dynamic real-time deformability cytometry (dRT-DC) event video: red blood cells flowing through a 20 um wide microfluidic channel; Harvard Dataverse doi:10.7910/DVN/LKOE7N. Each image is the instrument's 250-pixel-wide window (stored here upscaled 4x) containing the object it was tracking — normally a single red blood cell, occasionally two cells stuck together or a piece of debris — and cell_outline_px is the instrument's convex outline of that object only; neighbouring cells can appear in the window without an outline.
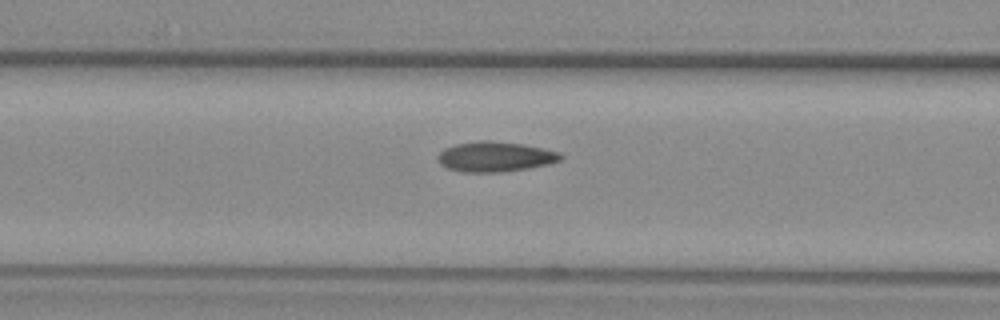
{"species": "common noctule bat (a hibernating species)", "species_latin": "Nyctalus noctula", "temperature_condition": "warm", "stored_images_in_passage": 41, "camera_frame_rate_fps": 3000, "um_per_image_px": 0.085, "animal": {"sex": "female", "body_mass_g": 29.2, "forearm_length_mm": 56.3}, "frame": {"image": 1, "passage_image": 11, "time_ms": 3.333, "image_size_px": [1000, 320], "cell_outline_px": [[564, 156], [560, 160], [548, 164], [528, 168], [500, 172], [464, 172], [448, 168], [440, 164], [436, 156], [444, 148], [456, 144], [476, 140], [488, 140], [524, 144], [560, 152]], "centroid_in_image_um": [42.08, 13.31], "position_along_channel_um": 124.5, "area_um2": 21.62}}
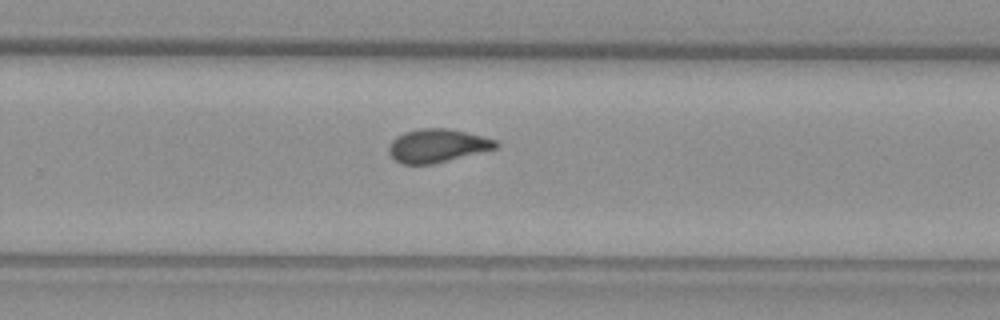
{"frame": {"image": 2, "passage_image": 24, "time_ms": 7.667, "image_size_px": [1000, 320], "cell_outline_px": [[500, 144], [496, 148], [432, 164], [400, 164], [388, 152], [388, 144], [396, 136], [404, 132], [420, 128], [448, 128], [496, 140]], "centroid_in_image_um": [37.12, 12.38], "position_along_channel_um": 292.7, "area_um2": 20.63}}
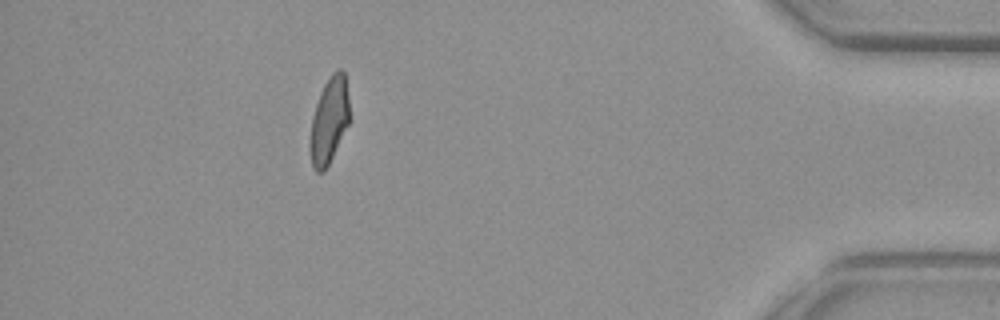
{"frame": {"image": 3, "passage_image": 37, "time_ms": 12.0, "image_size_px": [1000, 320], "cell_outline_px": [[348, 124], [324, 172], [316, 172], [312, 164], [308, 144], [312, 116], [320, 92], [328, 76], [332, 72], [340, 68], [344, 72], [348, 96]], "centroid_in_image_um": [27.94, 10.22], "position_along_channel_um": 407.3, "area_um2": 19.65}}